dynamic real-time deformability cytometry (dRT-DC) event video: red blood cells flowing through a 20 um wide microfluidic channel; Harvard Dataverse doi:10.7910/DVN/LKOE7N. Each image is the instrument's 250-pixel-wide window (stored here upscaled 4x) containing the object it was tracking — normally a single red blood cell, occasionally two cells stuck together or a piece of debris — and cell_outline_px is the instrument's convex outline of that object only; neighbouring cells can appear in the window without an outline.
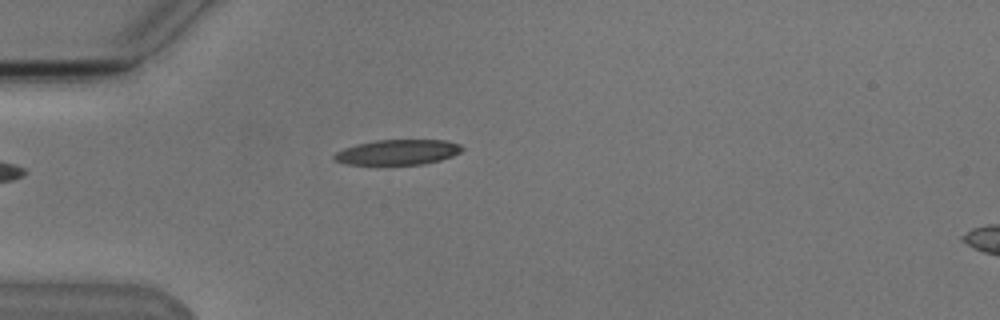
{"species": "Egyptian fruit bat (a non-hibernating species)", "species_latin": "Rousettus aegyptiacus", "temperature_condition": "cold", "stored_images_in_passage": 4, "camera_frame_rate_fps": 3000, "um_per_image_px": 0.085, "animal": {"sex": "male"}, "frame": {"image": 1, "passage_image": 4, "time_ms": 3.333, "image_size_px": [1000, 320], "cell_outline_px": [[464, 148], [460, 152], [452, 156], [440, 160], [424, 164], [348, 164], [336, 160], [332, 156], [336, 152], [344, 148], [356, 144], [376, 140], [444, 140], [460, 144]], "centroid_in_image_um": [33.82, 12.93], "position_along_channel_um": 51.2, "area_um2": 18.61}}